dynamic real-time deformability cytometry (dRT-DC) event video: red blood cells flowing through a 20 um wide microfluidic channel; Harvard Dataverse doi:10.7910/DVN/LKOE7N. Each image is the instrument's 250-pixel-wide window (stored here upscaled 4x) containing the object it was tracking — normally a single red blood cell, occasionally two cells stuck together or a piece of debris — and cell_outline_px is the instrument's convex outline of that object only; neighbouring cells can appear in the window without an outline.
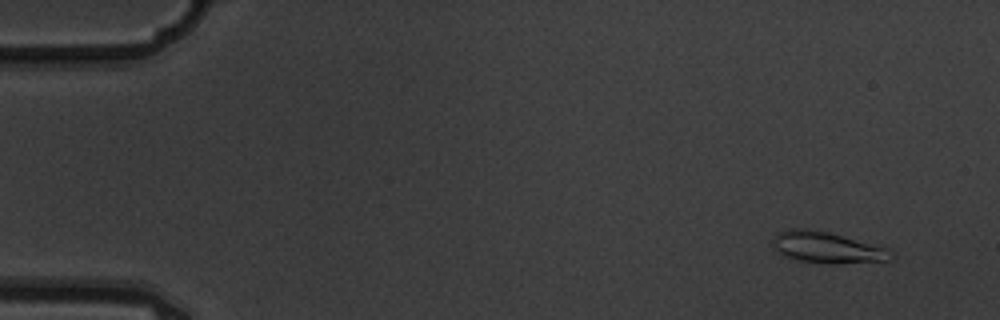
{"species": "common noctule bat (a hibernating species)", "species_latin": "Nyctalus noctula", "temperature_condition": "warm", "stored_images_in_passage": 7, "camera_frame_rate_fps": 3000, "um_per_image_px": 0.085, "animal": {"sex": "male", "body_mass_g": 19.5, "forearm_length_mm": 54.6}, "frame": {"image": 1, "passage_image": 1, "time_ms": 0.0, "image_size_px": [1000, 320], "cell_outline_px": [[892, 260], [836, 264], [832, 264], [800, 260], [784, 256], [776, 248], [772, 240], [780, 232], [792, 228], [800, 228], [828, 232], [888, 248], [892, 256]], "centroid_in_image_um": [70.33, 21.05], "position_along_channel_um": 14.7, "area_um2": 21.04}}
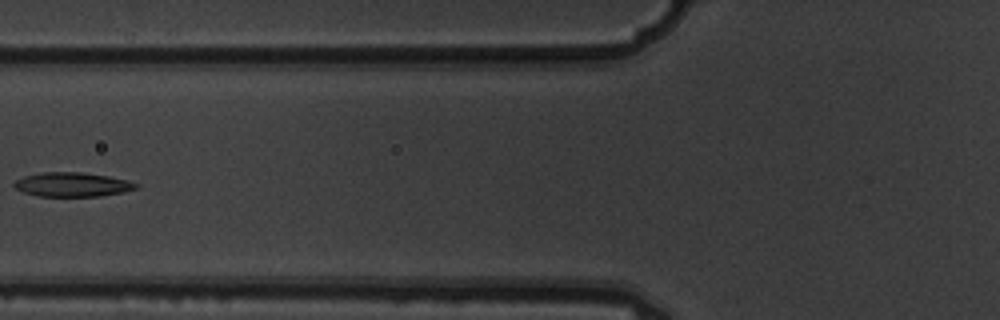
{"frame": {"image": 2, "passage_image": 6, "time_ms": 1.667, "image_size_px": [1000, 320], "cell_outline_px": [[140, 184], [136, 188], [124, 192], [100, 196], [36, 196], [24, 192], [16, 188], [12, 184], [16, 180], [24, 176], [40, 172], [80, 172], [108, 176], [128, 180]], "centroid_in_image_um": [6.15, 15.68], "position_along_channel_um": 119.7, "area_um2": 17.22}}
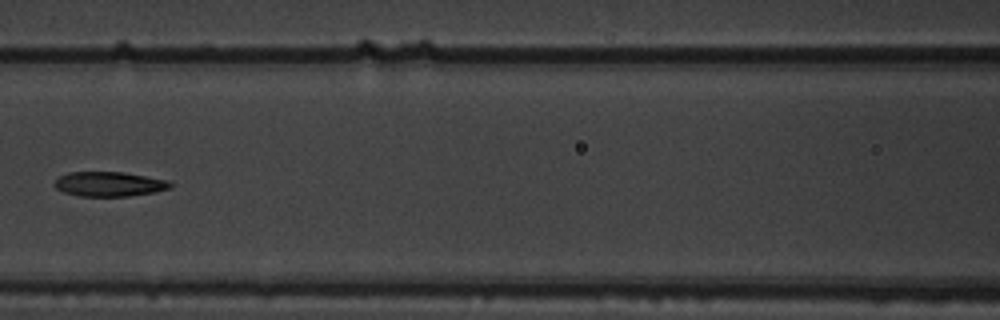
{"frame": {"image": 3, "passage_image": 7, "time_ms": 2.0, "image_size_px": [1000, 320], "cell_outline_px": [[172, 188], [152, 192], [128, 196], [80, 196], [64, 192], [56, 188], [52, 184], [60, 176], [68, 172], [124, 172], [168, 180], [172, 184]], "centroid_in_image_um": [9.27, 15.64], "position_along_channel_um": 157.3, "area_um2": 16.59}}